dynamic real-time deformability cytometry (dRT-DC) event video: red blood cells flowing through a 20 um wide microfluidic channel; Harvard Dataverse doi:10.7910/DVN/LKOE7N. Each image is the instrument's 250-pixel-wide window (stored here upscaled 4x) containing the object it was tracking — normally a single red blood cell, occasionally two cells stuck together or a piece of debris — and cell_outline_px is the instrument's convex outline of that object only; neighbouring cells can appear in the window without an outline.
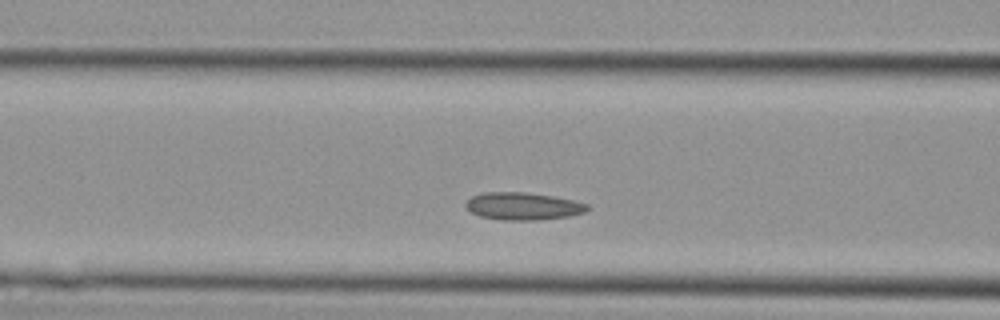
{"species": "Egyptian fruit bat (a non-hibernating species)", "species_latin": "Rousettus aegyptiacus", "temperature_condition": "cold", "stored_images_in_passage": 23, "camera_frame_rate_fps": 3000, "um_per_image_px": 0.085, "animal": {"sex": "female"}, "frame": {"image": 1, "passage_image": 7, "time_ms": 2.0, "image_size_px": [1000, 320], "cell_outline_px": [[592, 208], [584, 212], [568, 216], [536, 220], [504, 220], [480, 216], [472, 212], [464, 204], [472, 196], [484, 192], [528, 192], [552, 196], [572, 200], [588, 204]], "centroid_in_image_um": [44.47, 17.52], "position_along_channel_um": 122.1, "area_um2": 19.36}}
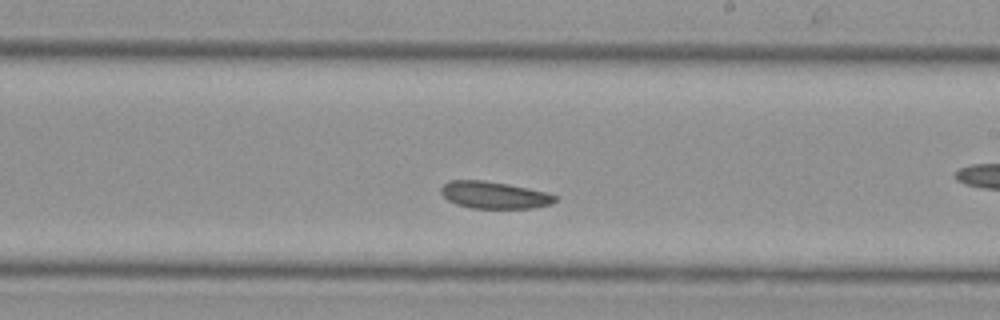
{"frame": {"image": 2, "passage_image": 14, "time_ms": 4.333, "image_size_px": [1000, 320], "cell_outline_px": [[556, 200], [552, 204], [532, 208], [472, 208], [456, 204], [448, 200], [440, 192], [440, 188], [448, 180], [484, 180], [508, 184], [548, 192], [556, 196]], "centroid_in_image_um": [42.0, 16.57], "position_along_channel_um": 247.0, "area_um2": 18.03}}